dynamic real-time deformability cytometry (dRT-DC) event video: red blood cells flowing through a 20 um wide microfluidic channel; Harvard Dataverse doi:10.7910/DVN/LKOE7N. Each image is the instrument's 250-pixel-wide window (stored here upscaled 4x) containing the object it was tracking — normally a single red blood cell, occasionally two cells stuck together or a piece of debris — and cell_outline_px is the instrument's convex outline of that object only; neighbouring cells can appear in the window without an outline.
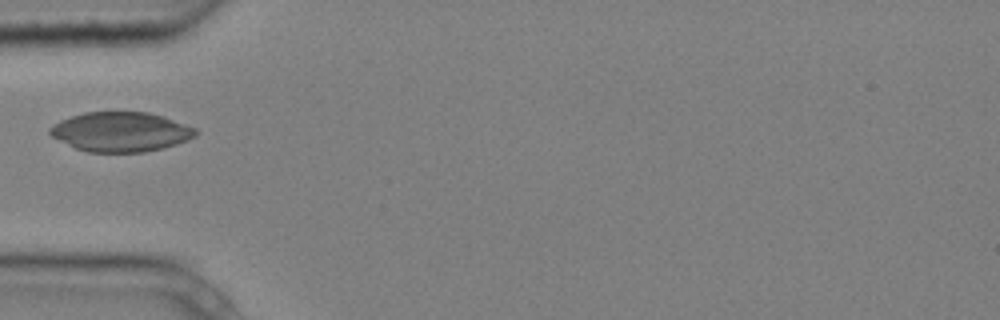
{"species": "common noctule bat (a hibernating species)", "species_latin": "Nyctalus noctula", "temperature_condition": "cold", "stored_images_in_passage": 4, "camera_frame_rate_fps": 3000, "um_per_image_px": 0.085, "animal": {"sex": "male", "body_mass_g": 20.4}, "frame": {"image": 1, "passage_image": 4, "time_ms": 1.0, "image_size_px": [1000, 320], "cell_outline_px": [[200, 132], [196, 136], [188, 140], [164, 148], [144, 152], [88, 152], [76, 148], [52, 136], [48, 132], [48, 128], [52, 124], [60, 120], [84, 112], [148, 112], [164, 116], [196, 128]], "centroid_in_image_um": [10.29, 11.2], "position_along_channel_um": 74.7, "area_um2": 33.76}}